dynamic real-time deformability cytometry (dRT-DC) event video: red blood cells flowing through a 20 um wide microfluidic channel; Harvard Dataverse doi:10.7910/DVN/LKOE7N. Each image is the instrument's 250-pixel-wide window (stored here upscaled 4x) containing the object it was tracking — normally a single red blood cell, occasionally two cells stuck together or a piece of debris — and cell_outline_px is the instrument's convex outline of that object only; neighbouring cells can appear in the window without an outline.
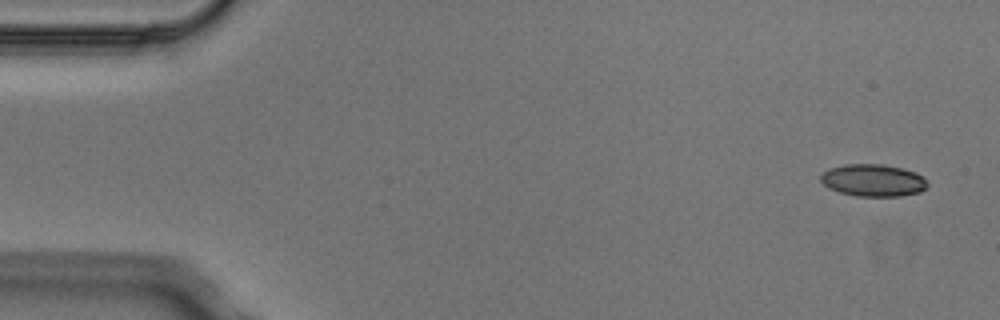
{"species": "Egyptian fruit bat (a non-hibernating species)", "species_latin": "Rousettus aegyptiacus", "temperature_condition": "cold", "stored_images_in_passage": 5, "camera_frame_rate_fps": 3000, "um_per_image_px": 0.085, "animal": {"sex": "male"}, "frame": {"image": 1, "passage_image": 1, "time_ms": 0.0, "image_size_px": [1000, 320], "cell_outline_px": [[928, 184], [920, 192], [900, 196], [856, 196], [840, 192], [828, 188], [820, 180], [820, 176], [828, 168], [844, 164], [884, 164], [916, 172], [924, 176]], "centroid_in_image_um": [74.21, 15.32], "position_along_channel_um": 10.8, "area_um2": 20.11}}
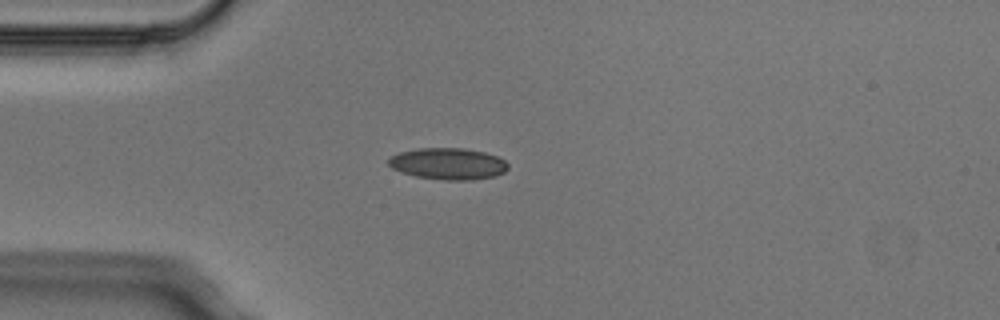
{"frame": {"image": 2, "passage_image": 4, "time_ms": 1.0, "image_size_px": [1000, 320], "cell_outline_px": [[508, 168], [504, 172], [496, 176], [472, 180], [444, 180], [416, 176], [400, 172], [392, 168], [388, 164], [388, 156], [400, 152], [420, 148], [464, 148], [484, 152], [496, 156], [504, 160], [508, 164]], "centroid_in_image_um": [38.07, 13.92], "position_along_channel_um": 46.9, "area_um2": 22.08}}